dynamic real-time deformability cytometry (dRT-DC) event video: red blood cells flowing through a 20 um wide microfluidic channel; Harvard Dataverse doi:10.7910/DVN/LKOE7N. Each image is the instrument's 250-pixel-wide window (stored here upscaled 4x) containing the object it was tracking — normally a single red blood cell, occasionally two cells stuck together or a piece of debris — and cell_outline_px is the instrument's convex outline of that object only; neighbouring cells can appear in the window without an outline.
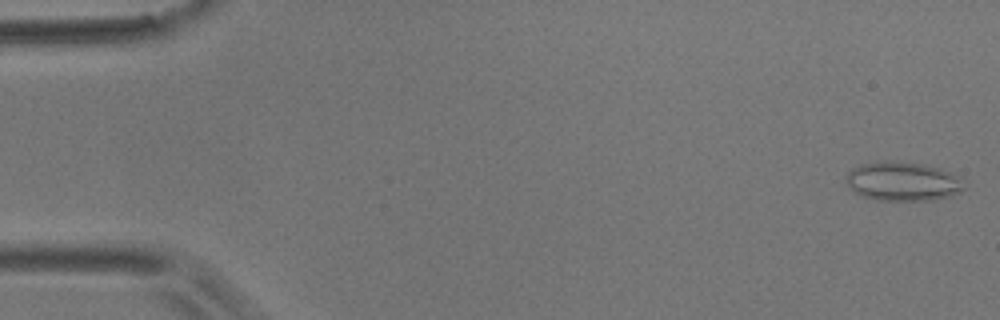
{"species": "common noctule bat (a hibernating species)", "species_latin": "Nyctalus noctula", "temperature_condition": "room temperature", "stored_images_in_passage": 56, "camera_frame_rate_fps": 3000, "um_per_image_px": 0.085, "animal": {"sex": "male", "body_mass_g": 17.9}, "frame": {"image": 1, "passage_image": 1, "time_ms": 0.0, "image_size_px": [1000, 320], "cell_outline_px": [[964, 188], [960, 192], [948, 196], [932, 200], [876, 200], [864, 196], [848, 188], [844, 180], [848, 172], [852, 168], [860, 164], [920, 164], [940, 168], [960, 176]], "centroid_in_image_um": [76.74, 15.46], "position_along_channel_um": 8.3, "area_um2": 26.01}}
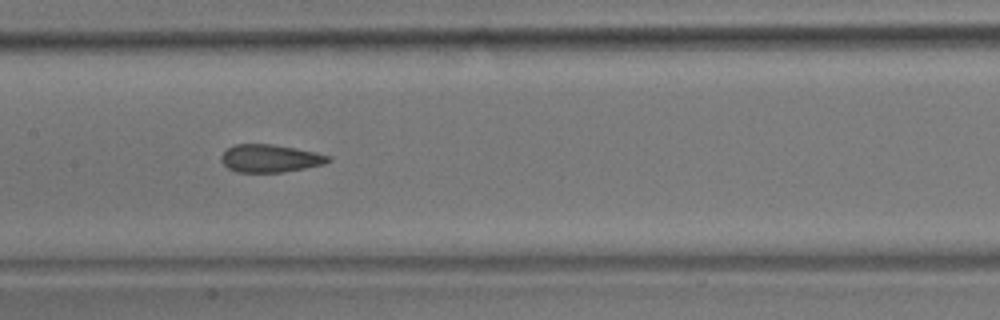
{"frame": {"image": 2, "passage_image": 27, "time_ms": 8.667, "image_size_px": [1000, 320], "cell_outline_px": [[332, 160], [324, 164], [304, 168], [280, 172], [236, 172], [228, 168], [220, 160], [220, 156], [228, 148], [236, 144], [272, 144], [332, 156]], "centroid_in_image_um": [22.94, 13.46], "position_along_channel_um": 184.5, "area_um2": 17.11}}
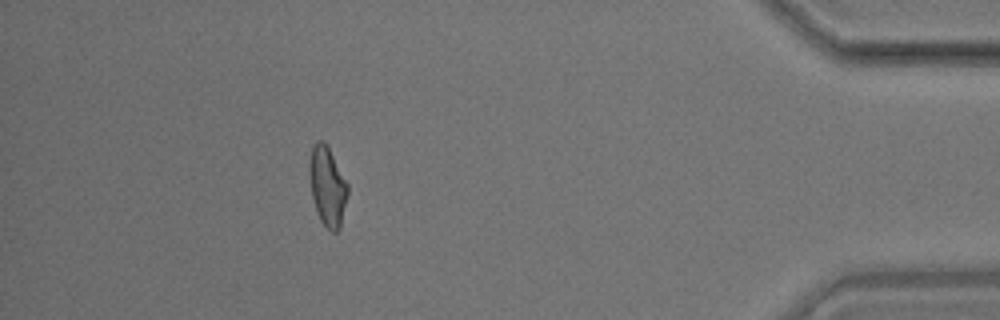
{"frame": {"image": 3, "passage_image": 50, "time_ms": 16.333, "image_size_px": [1000, 320], "cell_outline_px": [[348, 192], [340, 228], [336, 232], [332, 232], [320, 220], [316, 212], [312, 196], [308, 172], [308, 164], [312, 148], [316, 140], [324, 140], [328, 144], [348, 184]], "centroid_in_image_um": [27.82, 15.78], "position_along_channel_um": 407.4, "area_um2": 17.98}, "authors_computed_cell_mechanics": {"area_um2": 17.9469, "velocity_mm_per_s": 3.5684, "shape_relaxation_time_tau1_ms": null, "shape_relaxation_time_tau2_ms": 1.5863, "deformation_change_tau1": null, "deformation_change_tau2": 0.1011}}